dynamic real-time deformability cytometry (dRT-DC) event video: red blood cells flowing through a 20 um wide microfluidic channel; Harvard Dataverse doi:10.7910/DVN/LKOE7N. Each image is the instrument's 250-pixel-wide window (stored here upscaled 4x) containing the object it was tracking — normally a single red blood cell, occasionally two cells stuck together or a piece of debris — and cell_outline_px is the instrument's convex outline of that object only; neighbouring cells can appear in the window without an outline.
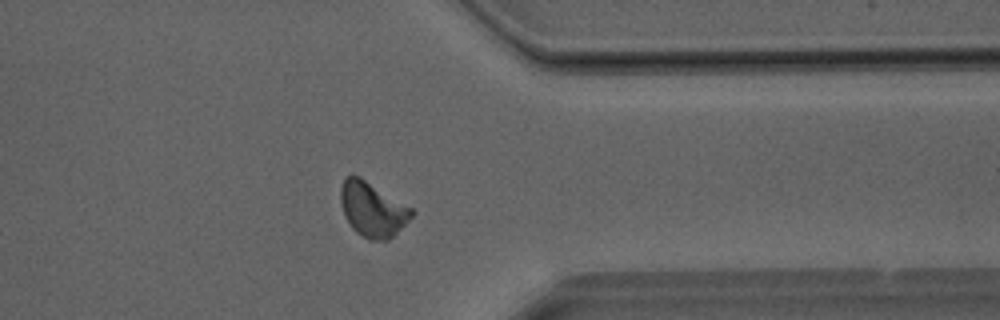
{"species": "Egyptian fruit bat (a non-hibernating species)", "species_latin": "Rousettus aegyptiacus", "temperature_condition": "room temperature", "stored_images_in_passage": 40, "camera_frame_rate_fps": 3000, "um_per_image_px": 0.085, "animal": {"sex": "male"}, "frame": {"image": 1, "passage_image": 32, "time_ms": 10.333, "image_size_px": [1000, 320], "cell_outline_px": [[412, 216], [388, 240], [368, 240], [356, 232], [352, 228], [344, 216], [340, 200], [340, 188], [344, 180], [348, 176], [360, 176], [412, 208]], "centroid_in_image_um": [31.63, 17.8], "position_along_channel_um": 379.8, "area_um2": 22.31}}
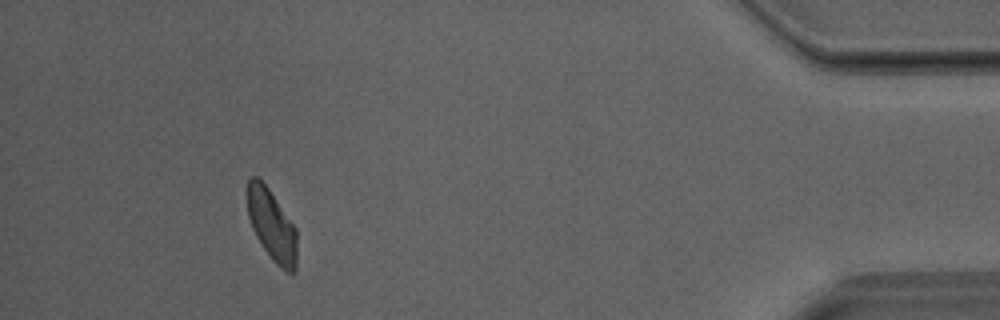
{"frame": {"image": 2, "passage_image": 37, "time_ms": 12.0, "image_size_px": [1000, 320], "cell_outline_px": [[296, 272], [288, 272], [280, 268], [272, 260], [256, 236], [252, 228], [248, 216], [248, 180], [252, 176], [256, 176], [268, 188], [296, 228]], "centroid_in_image_um": [23.11, 19.17], "position_along_channel_um": 412.1, "area_um2": 20.29}}